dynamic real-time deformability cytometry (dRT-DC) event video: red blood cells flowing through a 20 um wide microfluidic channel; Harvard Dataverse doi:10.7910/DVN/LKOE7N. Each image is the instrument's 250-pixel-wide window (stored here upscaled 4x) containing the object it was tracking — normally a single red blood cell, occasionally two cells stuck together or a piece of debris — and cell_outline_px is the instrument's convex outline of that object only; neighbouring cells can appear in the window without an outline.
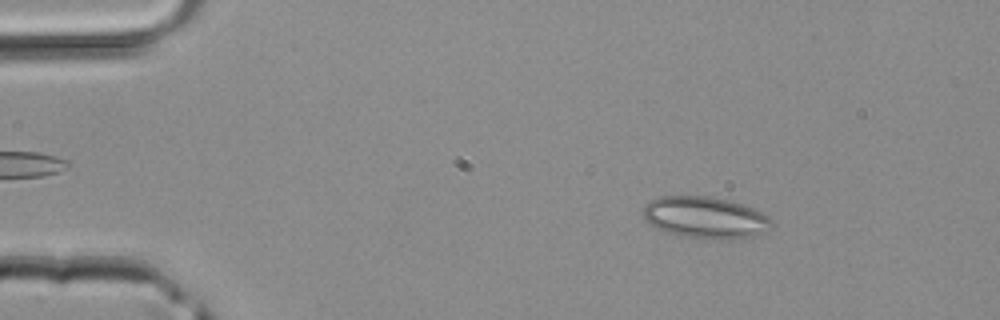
{"species": "common noctule bat (a hibernating species)", "species_latin": "Nyctalus noctula", "temperature_condition": "room temperature", "stored_images_in_passage": 43, "camera_frame_rate_fps": 3000, "um_per_image_px": 0.085, "animal": {"sex": "male", "body_mass_g": 20.4}, "frame": {"image": 1, "passage_image": 6, "time_ms": 1.667, "image_size_px": [1000, 320], "cell_outline_px": [[772, 228], [764, 232], [752, 236], [728, 240], [716, 240], [680, 236], [664, 232], [656, 228], [644, 220], [644, 204], [660, 196], [708, 196], [728, 200], [752, 208], [768, 216], [772, 220]], "centroid_in_image_um": [59.93, 18.51], "position_along_channel_um": 25.1, "area_um2": 31.44}}
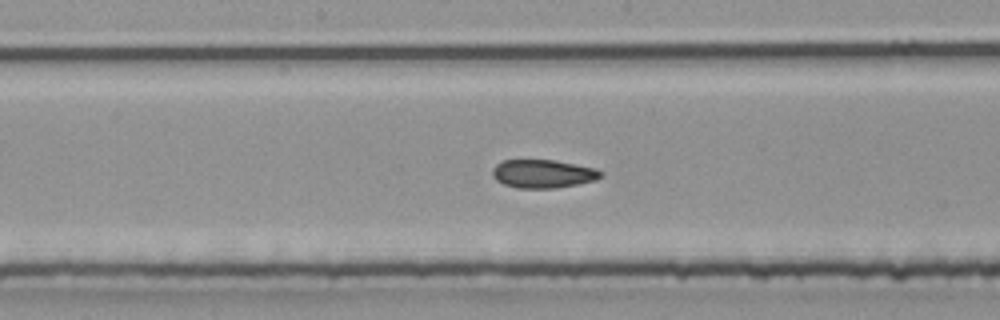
{"frame": {"image": 2, "passage_image": 22, "time_ms": 7.0, "image_size_px": [1000, 320], "cell_outline_px": [[604, 176], [596, 180], [556, 188], [516, 188], [504, 184], [496, 180], [492, 176], [492, 168], [496, 164], [504, 160], [556, 160], [596, 168], [604, 172]], "centroid_in_image_um": [46.18, 14.77], "position_along_channel_um": 202.0, "area_um2": 18.09}}
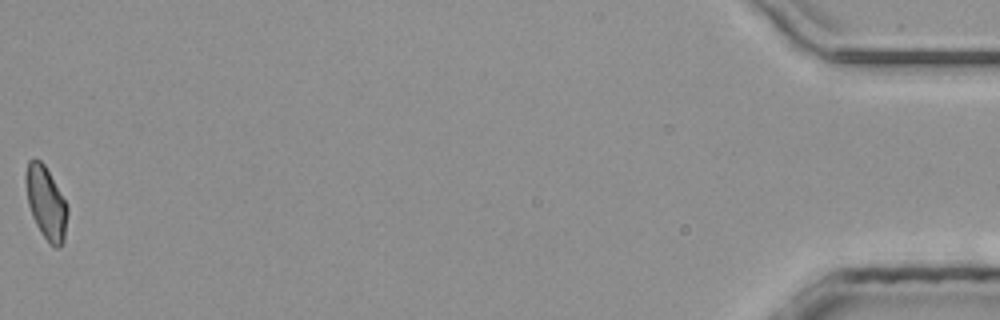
{"frame": {"image": 3, "passage_image": 43, "time_ms": 14.0, "image_size_px": [1000, 320], "cell_outline_px": [[68, 212], [64, 244], [60, 248], [56, 248], [40, 232], [32, 216], [28, 204], [24, 176], [28, 160], [32, 156], [40, 160], [44, 164], [64, 200], [68, 208]], "centroid_in_image_um": [3.9, 17.23], "position_along_channel_um": 431.3, "area_um2": 17.69}}